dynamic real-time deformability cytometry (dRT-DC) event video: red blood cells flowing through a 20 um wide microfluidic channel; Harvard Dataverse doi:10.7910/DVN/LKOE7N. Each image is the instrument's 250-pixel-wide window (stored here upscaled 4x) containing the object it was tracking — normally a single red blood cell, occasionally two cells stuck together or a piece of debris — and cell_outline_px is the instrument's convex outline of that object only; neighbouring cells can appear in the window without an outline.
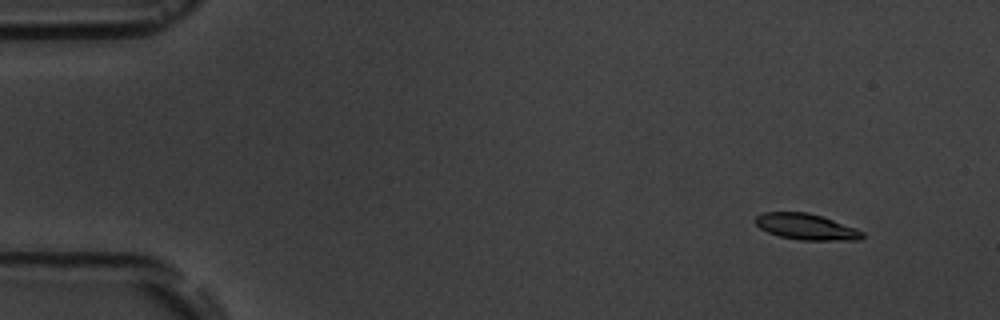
{"species": "common noctule bat (a hibernating species)", "species_latin": "Nyctalus noctula", "temperature_condition": "room temperature", "stored_images_in_passage": 6, "camera_frame_rate_fps": 3000, "um_per_image_px": 0.085, "animal": {"sex": "male", "body_mass_g": 19.5, "forearm_length_mm": 54.6}, "frame": {"image": 1, "passage_image": 2, "time_ms": 1.0, "image_size_px": [1000, 320], "cell_outline_px": [[864, 236], [860, 240], [800, 240], [780, 236], [768, 232], [760, 228], [756, 224], [756, 216], [764, 212], [808, 212], [856, 228], [864, 232]], "centroid_in_image_um": [68.54, 19.28], "position_along_channel_um": 16.5, "area_um2": 16.07}}
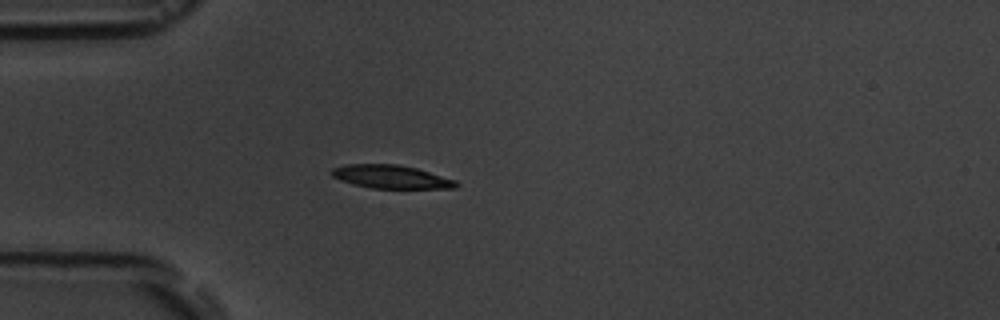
{"frame": {"image": 2, "passage_image": 5, "time_ms": 4.667, "image_size_px": [1000, 320], "cell_outline_px": [[460, 184], [456, 188], [372, 188], [352, 184], [340, 180], [332, 176], [332, 168], [344, 164], [400, 164], [416, 168], [456, 180]], "centroid_in_image_um": [33.24, 15.02], "position_along_channel_um": 51.8, "area_um2": 16.94}}